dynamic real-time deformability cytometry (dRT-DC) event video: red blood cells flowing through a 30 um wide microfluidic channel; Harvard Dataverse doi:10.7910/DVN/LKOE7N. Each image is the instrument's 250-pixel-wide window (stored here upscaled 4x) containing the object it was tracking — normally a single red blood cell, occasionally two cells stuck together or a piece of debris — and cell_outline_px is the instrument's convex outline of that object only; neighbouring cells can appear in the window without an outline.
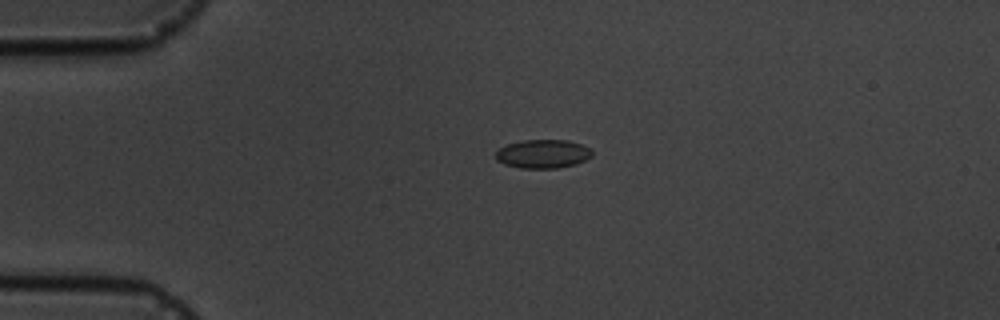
{"species": "common noctule bat (a hibernating species)", "species_latin": "Nyctalus noctula", "temperature_condition": "cold", "stored_images_in_passage": 2, "camera_frame_rate_fps": 3000, "um_per_image_px": 0.085, "animal": {"sex": "male", "body_mass_g": 19.5, "forearm_length_mm": 54.6}, "frame": {"image": 1, "passage_image": 1, "time_ms": 0.0, "image_size_px": [1000, 320], "cell_outline_px": [[592, 156], [576, 164], [556, 168], [520, 168], [504, 164], [496, 160], [496, 152], [500, 148], [508, 144], [524, 140], [568, 140], [592, 148]], "centroid_in_image_um": [46.16, 13.08], "position_along_channel_um": 38.8, "area_um2": 16.07}}